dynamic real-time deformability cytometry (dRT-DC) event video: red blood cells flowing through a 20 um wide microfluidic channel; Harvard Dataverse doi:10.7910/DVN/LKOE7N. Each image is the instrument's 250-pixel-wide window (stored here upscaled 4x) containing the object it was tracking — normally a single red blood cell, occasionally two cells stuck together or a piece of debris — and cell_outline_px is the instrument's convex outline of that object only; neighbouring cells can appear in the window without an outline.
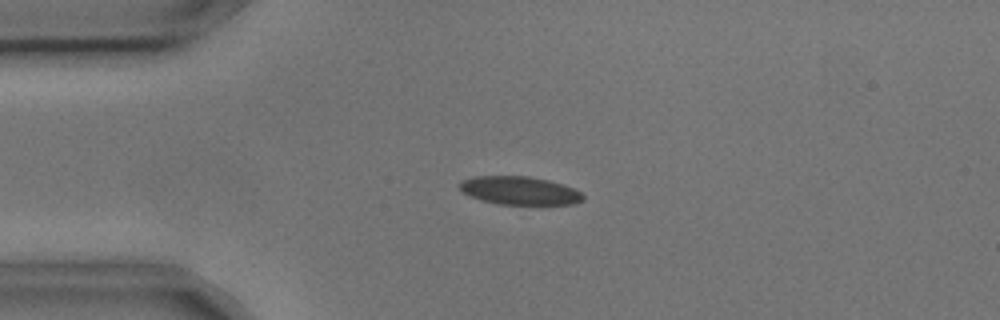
{"species": "common noctule bat (a hibernating species)", "species_latin": "Nyctalus noctula", "temperature_condition": "cold", "stored_images_in_passage": 4, "camera_frame_rate_fps": 3000, "um_per_image_px": 0.085, "animal": {"sex": "male", "body_mass_g": 17.9, "forearm_length_mm": 54.2}, "frame": {"image": 1, "passage_image": 3, "time_ms": 0.667, "image_size_px": [1000, 320], "cell_outline_px": [[584, 200], [572, 204], [500, 204], [480, 200], [464, 192], [460, 188], [460, 180], [472, 176], [528, 176], [548, 180], [572, 188], [580, 192], [584, 196]], "centroid_in_image_um": [44.14, 16.19], "position_along_channel_um": 40.9, "area_um2": 20.11}}